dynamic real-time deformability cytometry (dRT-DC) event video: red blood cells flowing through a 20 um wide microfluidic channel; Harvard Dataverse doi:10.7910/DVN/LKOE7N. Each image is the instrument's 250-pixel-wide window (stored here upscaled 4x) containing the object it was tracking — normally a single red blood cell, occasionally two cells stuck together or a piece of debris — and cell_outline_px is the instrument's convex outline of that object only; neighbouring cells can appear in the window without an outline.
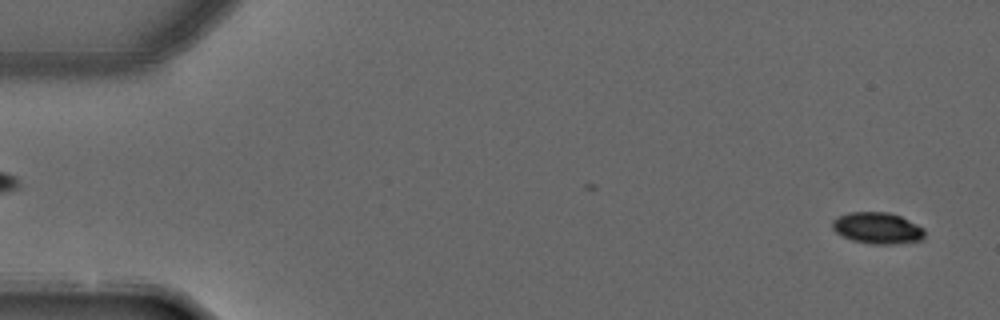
{"species": "common noctule bat (a hibernating species)", "species_latin": "Nyctalus noctula", "temperature_condition": "warm", "stored_images_in_passage": 2, "camera_frame_rate_fps": 3000, "um_per_image_px": 0.085, "animal": {"sex": "male", "forearm_length_mm": 52.5}, "frame": {"image": 1, "passage_image": 2, "time_ms": 0.333, "image_size_px": [1000, 320], "cell_outline_px": [[924, 236], [920, 240], [892, 244], [872, 244], [852, 240], [836, 232], [832, 228], [832, 220], [848, 212], [888, 212], [900, 216], [924, 228]], "centroid_in_image_um": [74.57, 19.38], "position_along_channel_um": 10.4, "area_um2": 16.7}}